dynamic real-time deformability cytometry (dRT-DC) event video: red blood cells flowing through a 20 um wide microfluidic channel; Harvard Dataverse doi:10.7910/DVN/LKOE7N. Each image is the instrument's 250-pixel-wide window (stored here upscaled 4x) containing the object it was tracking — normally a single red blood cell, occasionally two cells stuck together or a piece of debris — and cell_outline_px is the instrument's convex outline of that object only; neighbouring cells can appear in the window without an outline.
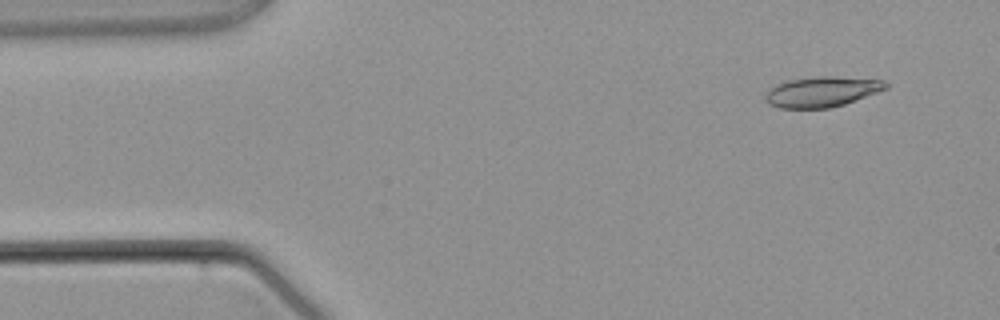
{"species": "common noctule bat (a hibernating species)", "species_latin": "Nyctalus noctula", "temperature_condition": "warm", "stored_images_in_passage": 2, "camera_frame_rate_fps": 3000, "um_per_image_px": 0.085, "animal": {"sex": "male", "body_mass_g": 21.5, "forearm_length_mm": 52.0}, "frame": {"image": 1, "passage_image": 1, "time_ms": 0.0, "image_size_px": [1000, 320], "cell_outline_px": [[888, 88], [844, 104], [828, 108], [780, 108], [768, 104], [764, 100], [764, 96], [772, 88], [784, 80], [816, 76], [836, 76], [884, 80], [888, 84]], "centroid_in_image_um": [69.85, 7.79], "position_along_channel_um": 15.2, "area_um2": 21.33}}
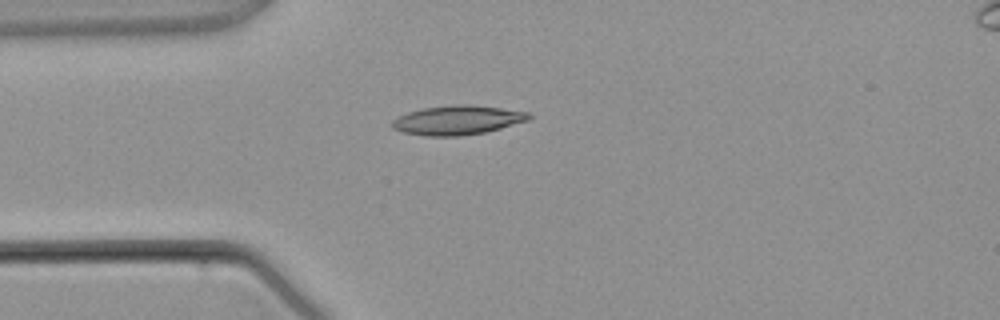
{"frame": {"image": 2, "passage_image": 2, "time_ms": 2.333, "image_size_px": [1000, 320], "cell_outline_px": [[532, 116], [528, 120], [500, 128], [484, 132], [460, 136], [424, 136], [400, 132], [392, 128], [392, 120], [408, 112], [424, 108], [452, 104], [468, 104], [500, 108], [528, 112]], "centroid_in_image_um": [38.85, 10.21], "position_along_channel_um": 46.2, "area_um2": 23.24}}